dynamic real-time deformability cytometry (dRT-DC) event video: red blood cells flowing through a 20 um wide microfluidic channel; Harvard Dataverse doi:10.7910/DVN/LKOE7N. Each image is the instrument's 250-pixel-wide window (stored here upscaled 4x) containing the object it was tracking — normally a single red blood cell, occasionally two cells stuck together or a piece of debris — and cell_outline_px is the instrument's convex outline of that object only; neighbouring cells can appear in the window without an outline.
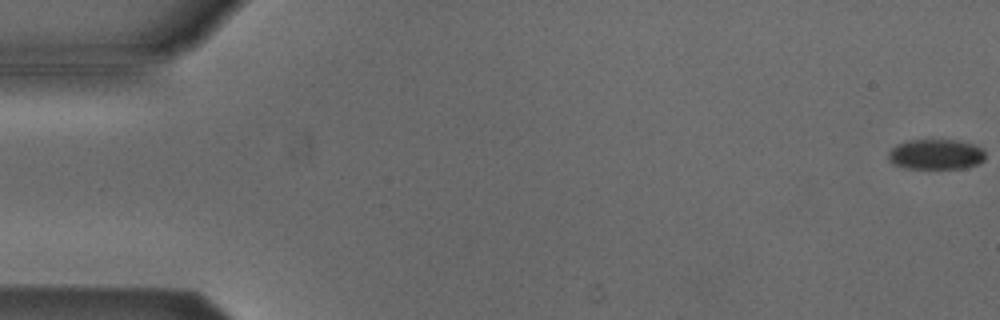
{"species": "Egyptian fruit bat (a non-hibernating species)", "species_latin": "Rousettus aegyptiacus", "temperature_condition": "cold", "stored_images_in_passage": 3, "camera_frame_rate_fps": 3000, "um_per_image_px": 0.085, "animal": {"sex": "male"}, "frame": {"image": 1, "passage_image": 1, "time_ms": 0.0, "image_size_px": [1000, 320], "cell_outline_px": [[984, 160], [976, 164], [964, 168], [908, 168], [896, 164], [888, 160], [888, 152], [896, 144], [908, 140], [956, 140], [972, 144], [984, 148]], "centroid_in_image_um": [79.55, 13.11], "position_along_channel_um": 5.5, "area_um2": 16.99}}